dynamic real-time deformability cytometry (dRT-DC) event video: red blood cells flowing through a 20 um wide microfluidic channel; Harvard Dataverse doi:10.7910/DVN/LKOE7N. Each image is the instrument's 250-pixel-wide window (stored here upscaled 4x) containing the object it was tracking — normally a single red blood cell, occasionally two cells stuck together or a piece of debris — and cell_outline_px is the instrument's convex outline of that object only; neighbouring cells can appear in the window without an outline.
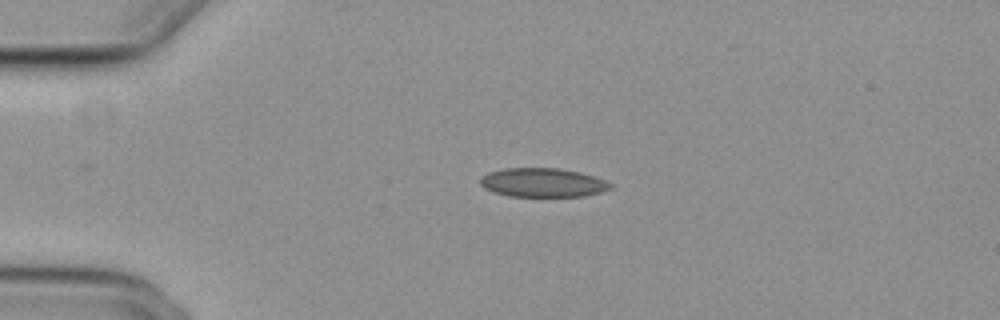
{"species": "common noctule bat (a hibernating species)", "species_latin": "Nyctalus noctula", "temperature_condition": "cold", "stored_images_in_passage": 22, "camera_frame_rate_fps": 3000, "um_per_image_px": 0.085, "animal": {"sex": "female", "body_mass_g": 29.2, "forearm_length_mm": 56.3}, "frame": {"image": 1, "passage_image": 13, "time_ms": 4.0, "image_size_px": [1000, 320], "cell_outline_px": [[616, 184], [612, 188], [600, 192], [584, 196], [508, 196], [484, 188], [480, 184], [480, 176], [488, 172], [504, 168], [556, 168], [580, 172]], "centroid_in_image_um": [46.13, 15.51], "position_along_channel_um": 38.9, "area_um2": 21.96}}
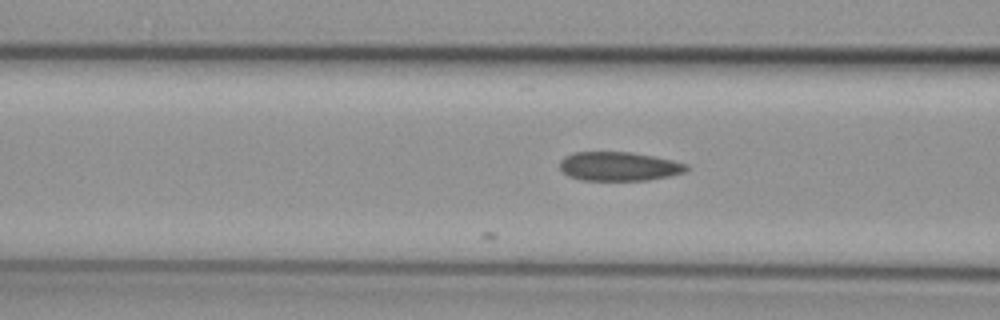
{"frame": {"image": 2, "passage_image": 22, "time_ms": 7.0, "image_size_px": [1000, 320], "cell_outline_px": [[688, 168], [684, 172], [668, 176], [648, 180], [580, 180], [568, 176], [560, 168], [560, 160], [564, 156], [572, 152], [632, 152], [672, 160], [688, 164]], "centroid_in_image_um": [52.58, 14.14], "position_along_channel_um": 114.0, "area_um2": 21.39}}